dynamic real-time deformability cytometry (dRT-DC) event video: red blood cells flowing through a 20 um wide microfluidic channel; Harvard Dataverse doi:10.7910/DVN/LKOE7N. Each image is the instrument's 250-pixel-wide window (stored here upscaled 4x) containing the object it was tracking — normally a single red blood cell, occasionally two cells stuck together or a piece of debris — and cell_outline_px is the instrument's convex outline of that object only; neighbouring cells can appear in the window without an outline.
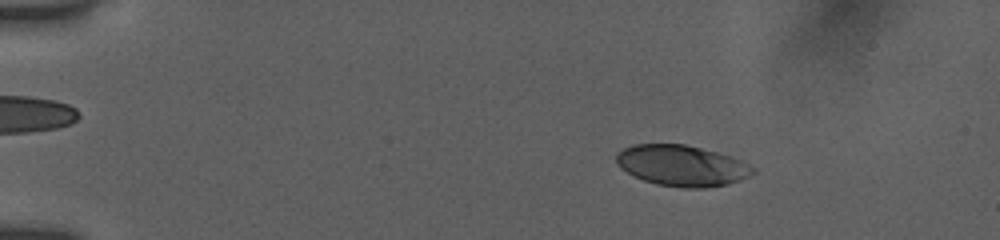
{"species": "human", "species_latin": "Homo sapiens", "temperature_condition": "room temperature", "stored_images_in_passage": 53, "camera_frame_rate_fps": 3000, "um_per_image_px": 0.085, "donor": {"sex": "female"}, "frame": {"image": 1, "passage_image": 9, "time_ms": 2.667, "image_size_px": [1000, 240], "cell_outline_px": [[756, 172], [740, 180], [728, 184], [704, 188], [680, 188], [656, 184], [644, 180], [620, 168], [616, 164], [616, 152], [632, 144], [684, 144], [732, 156], [756, 168]], "centroid_in_image_um": [57.95, 14.08], "position_along_channel_um": 27.0, "area_um2": 32.66}}
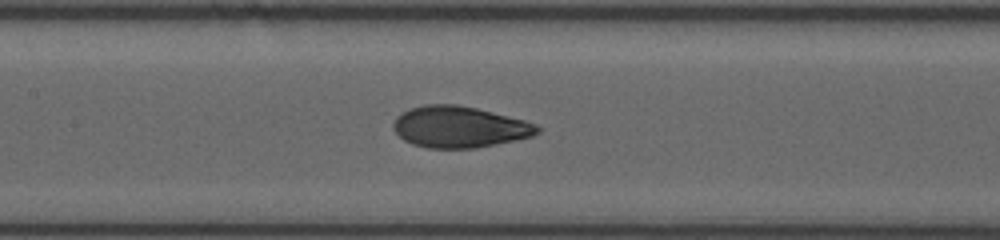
{"frame": {"image": 2, "passage_image": 27, "time_ms": 8.667, "image_size_px": [1000, 240], "cell_outline_px": [[540, 132], [532, 136], [496, 144], [476, 148], [428, 148], [412, 144], [404, 140], [392, 128], [392, 124], [396, 116], [412, 108], [424, 104], [456, 104], [476, 108], [524, 120], [536, 124], [540, 128]], "centroid_in_image_um": [39.03, 10.79], "position_along_channel_um": 168.4, "area_um2": 34.56}}
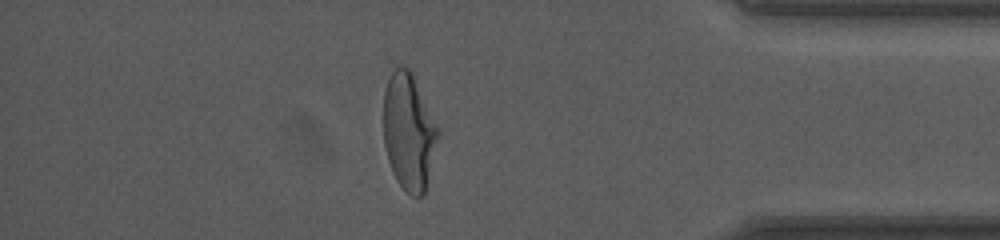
{"frame": {"image": 3, "passage_image": 47, "time_ms": 15.333, "image_size_px": [1000, 240], "cell_outline_px": [[440, 132], [424, 196], [412, 196], [396, 180], [392, 172], [388, 160], [384, 144], [384, 92], [388, 80], [392, 72], [400, 64], [408, 68], [412, 72], [440, 128]], "centroid_in_image_um": [34.77, 11.18], "position_along_channel_um": 400.4, "area_um2": 37.28}, "authors_computed_cell_mechanics": {"area_um2": 34.3332, "velocity_mm_per_s": 3.8776, "shape_relaxation_time_tau1_ms": 4.0346, "shape_relaxation_time_tau2_ms": 0.7725, "deformation_change_tau1": 0.1712, "deformation_change_tau2": 0.06}}